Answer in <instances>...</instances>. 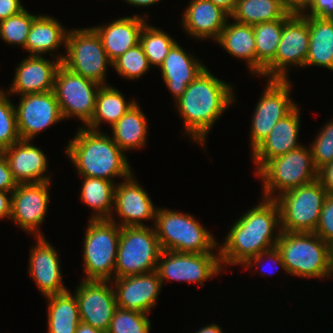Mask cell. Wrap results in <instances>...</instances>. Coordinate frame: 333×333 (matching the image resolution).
I'll return each mask as SVG.
<instances>
[{
	"label": "cell",
	"instance_id": "cell-1",
	"mask_svg": "<svg viewBox=\"0 0 333 333\" xmlns=\"http://www.w3.org/2000/svg\"><path fill=\"white\" fill-rule=\"evenodd\" d=\"M281 232L279 205L274 199L262 198L237 219L219 245L222 268L223 265L243 266L250 258L275 247Z\"/></svg>",
	"mask_w": 333,
	"mask_h": 333
},
{
	"label": "cell",
	"instance_id": "cell-2",
	"mask_svg": "<svg viewBox=\"0 0 333 333\" xmlns=\"http://www.w3.org/2000/svg\"><path fill=\"white\" fill-rule=\"evenodd\" d=\"M230 84L215 77L206 67L175 100L183 119L184 134L205 147L207 134L215 122L235 102Z\"/></svg>",
	"mask_w": 333,
	"mask_h": 333
},
{
	"label": "cell",
	"instance_id": "cell-3",
	"mask_svg": "<svg viewBox=\"0 0 333 333\" xmlns=\"http://www.w3.org/2000/svg\"><path fill=\"white\" fill-rule=\"evenodd\" d=\"M65 153L80 176L113 181L114 177L123 180L132 174L127 156L112 137L101 130L79 127Z\"/></svg>",
	"mask_w": 333,
	"mask_h": 333
},
{
	"label": "cell",
	"instance_id": "cell-4",
	"mask_svg": "<svg viewBox=\"0 0 333 333\" xmlns=\"http://www.w3.org/2000/svg\"><path fill=\"white\" fill-rule=\"evenodd\" d=\"M276 247L288 274L316 279L330 277L331 245L314 232L282 231Z\"/></svg>",
	"mask_w": 333,
	"mask_h": 333
},
{
	"label": "cell",
	"instance_id": "cell-5",
	"mask_svg": "<svg viewBox=\"0 0 333 333\" xmlns=\"http://www.w3.org/2000/svg\"><path fill=\"white\" fill-rule=\"evenodd\" d=\"M154 228L165 251L215 253L219 245L213 234L188 213L157 208Z\"/></svg>",
	"mask_w": 333,
	"mask_h": 333
},
{
	"label": "cell",
	"instance_id": "cell-6",
	"mask_svg": "<svg viewBox=\"0 0 333 333\" xmlns=\"http://www.w3.org/2000/svg\"><path fill=\"white\" fill-rule=\"evenodd\" d=\"M255 174L263 180L262 198L275 199L278 194L315 181L318 169L311 150L301 145L267 161Z\"/></svg>",
	"mask_w": 333,
	"mask_h": 333
},
{
	"label": "cell",
	"instance_id": "cell-7",
	"mask_svg": "<svg viewBox=\"0 0 333 333\" xmlns=\"http://www.w3.org/2000/svg\"><path fill=\"white\" fill-rule=\"evenodd\" d=\"M120 232L121 227L114 218L89 219L82 255L86 276L82 280L111 281L115 278Z\"/></svg>",
	"mask_w": 333,
	"mask_h": 333
},
{
	"label": "cell",
	"instance_id": "cell-8",
	"mask_svg": "<svg viewBox=\"0 0 333 333\" xmlns=\"http://www.w3.org/2000/svg\"><path fill=\"white\" fill-rule=\"evenodd\" d=\"M161 252L154 226L121 227L115 278L156 270Z\"/></svg>",
	"mask_w": 333,
	"mask_h": 333
},
{
	"label": "cell",
	"instance_id": "cell-9",
	"mask_svg": "<svg viewBox=\"0 0 333 333\" xmlns=\"http://www.w3.org/2000/svg\"><path fill=\"white\" fill-rule=\"evenodd\" d=\"M65 53L63 66L100 85H107V68L112 66V61L93 27L68 30Z\"/></svg>",
	"mask_w": 333,
	"mask_h": 333
},
{
	"label": "cell",
	"instance_id": "cell-10",
	"mask_svg": "<svg viewBox=\"0 0 333 333\" xmlns=\"http://www.w3.org/2000/svg\"><path fill=\"white\" fill-rule=\"evenodd\" d=\"M326 196L317 179L278 195L274 200L279 205L281 230L315 232Z\"/></svg>",
	"mask_w": 333,
	"mask_h": 333
},
{
	"label": "cell",
	"instance_id": "cell-11",
	"mask_svg": "<svg viewBox=\"0 0 333 333\" xmlns=\"http://www.w3.org/2000/svg\"><path fill=\"white\" fill-rule=\"evenodd\" d=\"M100 84L76 74L62 64L58 67L53 92L63 119L76 117L84 123L91 120Z\"/></svg>",
	"mask_w": 333,
	"mask_h": 333
},
{
	"label": "cell",
	"instance_id": "cell-12",
	"mask_svg": "<svg viewBox=\"0 0 333 333\" xmlns=\"http://www.w3.org/2000/svg\"><path fill=\"white\" fill-rule=\"evenodd\" d=\"M222 271L218 248L217 253H179L162 250L156 267L162 284L165 280H173L197 282L203 286L205 281Z\"/></svg>",
	"mask_w": 333,
	"mask_h": 333
},
{
	"label": "cell",
	"instance_id": "cell-13",
	"mask_svg": "<svg viewBox=\"0 0 333 333\" xmlns=\"http://www.w3.org/2000/svg\"><path fill=\"white\" fill-rule=\"evenodd\" d=\"M309 51V17L294 13L283 25L275 58L265 67V78L289 80V65L303 68Z\"/></svg>",
	"mask_w": 333,
	"mask_h": 333
},
{
	"label": "cell",
	"instance_id": "cell-14",
	"mask_svg": "<svg viewBox=\"0 0 333 333\" xmlns=\"http://www.w3.org/2000/svg\"><path fill=\"white\" fill-rule=\"evenodd\" d=\"M252 117L251 152L269 135L276 123L290 114L298 104L290 98L289 80H269Z\"/></svg>",
	"mask_w": 333,
	"mask_h": 333
},
{
	"label": "cell",
	"instance_id": "cell-15",
	"mask_svg": "<svg viewBox=\"0 0 333 333\" xmlns=\"http://www.w3.org/2000/svg\"><path fill=\"white\" fill-rule=\"evenodd\" d=\"M14 105L21 140H32L48 127L64 120L52 91L21 95Z\"/></svg>",
	"mask_w": 333,
	"mask_h": 333
},
{
	"label": "cell",
	"instance_id": "cell-16",
	"mask_svg": "<svg viewBox=\"0 0 333 333\" xmlns=\"http://www.w3.org/2000/svg\"><path fill=\"white\" fill-rule=\"evenodd\" d=\"M50 184L51 181L18 184L12 191L10 220L27 234L43 236L39 229L50 202Z\"/></svg>",
	"mask_w": 333,
	"mask_h": 333
},
{
	"label": "cell",
	"instance_id": "cell-17",
	"mask_svg": "<svg viewBox=\"0 0 333 333\" xmlns=\"http://www.w3.org/2000/svg\"><path fill=\"white\" fill-rule=\"evenodd\" d=\"M76 288L74 294L79 306L80 320L107 332L117 309L110 281L83 280Z\"/></svg>",
	"mask_w": 333,
	"mask_h": 333
},
{
	"label": "cell",
	"instance_id": "cell-18",
	"mask_svg": "<svg viewBox=\"0 0 333 333\" xmlns=\"http://www.w3.org/2000/svg\"><path fill=\"white\" fill-rule=\"evenodd\" d=\"M113 280L110 282H113L117 307L147 314L155 306L163 287L156 270Z\"/></svg>",
	"mask_w": 333,
	"mask_h": 333
},
{
	"label": "cell",
	"instance_id": "cell-19",
	"mask_svg": "<svg viewBox=\"0 0 333 333\" xmlns=\"http://www.w3.org/2000/svg\"><path fill=\"white\" fill-rule=\"evenodd\" d=\"M113 210L119 219H122L118 223L120 227L145 226L143 220H153L152 225L155 224L157 207L133 174L123 182L116 183Z\"/></svg>",
	"mask_w": 333,
	"mask_h": 333
},
{
	"label": "cell",
	"instance_id": "cell-20",
	"mask_svg": "<svg viewBox=\"0 0 333 333\" xmlns=\"http://www.w3.org/2000/svg\"><path fill=\"white\" fill-rule=\"evenodd\" d=\"M63 58L64 54H58L52 61L42 56L28 55L16 67L15 76L6 93L21 96L52 91L55 75Z\"/></svg>",
	"mask_w": 333,
	"mask_h": 333
},
{
	"label": "cell",
	"instance_id": "cell-21",
	"mask_svg": "<svg viewBox=\"0 0 333 333\" xmlns=\"http://www.w3.org/2000/svg\"><path fill=\"white\" fill-rule=\"evenodd\" d=\"M36 244L31 247L29 257V276L44 297L67 291L64 286L63 275L59 255L55 247L45 239V236H37Z\"/></svg>",
	"mask_w": 333,
	"mask_h": 333
},
{
	"label": "cell",
	"instance_id": "cell-22",
	"mask_svg": "<svg viewBox=\"0 0 333 333\" xmlns=\"http://www.w3.org/2000/svg\"><path fill=\"white\" fill-rule=\"evenodd\" d=\"M12 176L18 184L51 181L46 175L47 156L40 148L31 145L30 140H19L3 149Z\"/></svg>",
	"mask_w": 333,
	"mask_h": 333
},
{
	"label": "cell",
	"instance_id": "cell-23",
	"mask_svg": "<svg viewBox=\"0 0 333 333\" xmlns=\"http://www.w3.org/2000/svg\"><path fill=\"white\" fill-rule=\"evenodd\" d=\"M300 109L297 106L290 114L279 120L269 135L251 152L257 172L267 161L301 146L298 143Z\"/></svg>",
	"mask_w": 333,
	"mask_h": 333
},
{
	"label": "cell",
	"instance_id": "cell-24",
	"mask_svg": "<svg viewBox=\"0 0 333 333\" xmlns=\"http://www.w3.org/2000/svg\"><path fill=\"white\" fill-rule=\"evenodd\" d=\"M185 7L181 26L193 38L206 40L219 38L230 15L209 0H191Z\"/></svg>",
	"mask_w": 333,
	"mask_h": 333
},
{
	"label": "cell",
	"instance_id": "cell-25",
	"mask_svg": "<svg viewBox=\"0 0 333 333\" xmlns=\"http://www.w3.org/2000/svg\"><path fill=\"white\" fill-rule=\"evenodd\" d=\"M172 98L178 99L187 86L206 68L195 56L175 43L159 67Z\"/></svg>",
	"mask_w": 333,
	"mask_h": 333
},
{
	"label": "cell",
	"instance_id": "cell-26",
	"mask_svg": "<svg viewBox=\"0 0 333 333\" xmlns=\"http://www.w3.org/2000/svg\"><path fill=\"white\" fill-rule=\"evenodd\" d=\"M144 15L118 18L107 25L93 27L99 34L104 50L113 62L140 41V34L147 23Z\"/></svg>",
	"mask_w": 333,
	"mask_h": 333
},
{
	"label": "cell",
	"instance_id": "cell-27",
	"mask_svg": "<svg viewBox=\"0 0 333 333\" xmlns=\"http://www.w3.org/2000/svg\"><path fill=\"white\" fill-rule=\"evenodd\" d=\"M67 32L63 25L54 17L39 15L33 20L24 50L29 56H42L58 49L60 45L65 46Z\"/></svg>",
	"mask_w": 333,
	"mask_h": 333
},
{
	"label": "cell",
	"instance_id": "cell-28",
	"mask_svg": "<svg viewBox=\"0 0 333 333\" xmlns=\"http://www.w3.org/2000/svg\"><path fill=\"white\" fill-rule=\"evenodd\" d=\"M216 43L228 54L238 59H244L250 73L256 74V48L253 25L236 21L226 23Z\"/></svg>",
	"mask_w": 333,
	"mask_h": 333
},
{
	"label": "cell",
	"instance_id": "cell-29",
	"mask_svg": "<svg viewBox=\"0 0 333 333\" xmlns=\"http://www.w3.org/2000/svg\"><path fill=\"white\" fill-rule=\"evenodd\" d=\"M307 66L333 72V19L309 17V51L304 67Z\"/></svg>",
	"mask_w": 333,
	"mask_h": 333
},
{
	"label": "cell",
	"instance_id": "cell-30",
	"mask_svg": "<svg viewBox=\"0 0 333 333\" xmlns=\"http://www.w3.org/2000/svg\"><path fill=\"white\" fill-rule=\"evenodd\" d=\"M126 100L116 87L101 85L96 95L93 116L84 127L99 131L102 122L111 127L137 103L135 100Z\"/></svg>",
	"mask_w": 333,
	"mask_h": 333
},
{
	"label": "cell",
	"instance_id": "cell-31",
	"mask_svg": "<svg viewBox=\"0 0 333 333\" xmlns=\"http://www.w3.org/2000/svg\"><path fill=\"white\" fill-rule=\"evenodd\" d=\"M147 118L138 103L111 126L112 139L119 148L127 150L141 149L146 145Z\"/></svg>",
	"mask_w": 333,
	"mask_h": 333
},
{
	"label": "cell",
	"instance_id": "cell-32",
	"mask_svg": "<svg viewBox=\"0 0 333 333\" xmlns=\"http://www.w3.org/2000/svg\"><path fill=\"white\" fill-rule=\"evenodd\" d=\"M48 333H75L80 324L79 306L69 290L46 296Z\"/></svg>",
	"mask_w": 333,
	"mask_h": 333
},
{
	"label": "cell",
	"instance_id": "cell-33",
	"mask_svg": "<svg viewBox=\"0 0 333 333\" xmlns=\"http://www.w3.org/2000/svg\"><path fill=\"white\" fill-rule=\"evenodd\" d=\"M293 14L283 0H237L230 18L242 24L255 25L289 19Z\"/></svg>",
	"mask_w": 333,
	"mask_h": 333
},
{
	"label": "cell",
	"instance_id": "cell-34",
	"mask_svg": "<svg viewBox=\"0 0 333 333\" xmlns=\"http://www.w3.org/2000/svg\"><path fill=\"white\" fill-rule=\"evenodd\" d=\"M83 177L80 191L81 201L92 208L93 216L90 219H110L113 216L115 181L96 177Z\"/></svg>",
	"mask_w": 333,
	"mask_h": 333
},
{
	"label": "cell",
	"instance_id": "cell-35",
	"mask_svg": "<svg viewBox=\"0 0 333 333\" xmlns=\"http://www.w3.org/2000/svg\"><path fill=\"white\" fill-rule=\"evenodd\" d=\"M288 19L253 25L256 48V74L265 77V67L275 58L283 25Z\"/></svg>",
	"mask_w": 333,
	"mask_h": 333
},
{
	"label": "cell",
	"instance_id": "cell-36",
	"mask_svg": "<svg viewBox=\"0 0 333 333\" xmlns=\"http://www.w3.org/2000/svg\"><path fill=\"white\" fill-rule=\"evenodd\" d=\"M176 42L174 38H171L160 28L158 29L147 23L141 31L139 41L150 66H157L158 68L163 64L165 57Z\"/></svg>",
	"mask_w": 333,
	"mask_h": 333
},
{
	"label": "cell",
	"instance_id": "cell-37",
	"mask_svg": "<svg viewBox=\"0 0 333 333\" xmlns=\"http://www.w3.org/2000/svg\"><path fill=\"white\" fill-rule=\"evenodd\" d=\"M112 68L123 76L122 78L139 79L149 71L150 64L140 43L128 49L112 62Z\"/></svg>",
	"mask_w": 333,
	"mask_h": 333
},
{
	"label": "cell",
	"instance_id": "cell-38",
	"mask_svg": "<svg viewBox=\"0 0 333 333\" xmlns=\"http://www.w3.org/2000/svg\"><path fill=\"white\" fill-rule=\"evenodd\" d=\"M37 16L24 9L20 13L1 21L0 37L9 45L25 48L32 22Z\"/></svg>",
	"mask_w": 333,
	"mask_h": 333
},
{
	"label": "cell",
	"instance_id": "cell-39",
	"mask_svg": "<svg viewBox=\"0 0 333 333\" xmlns=\"http://www.w3.org/2000/svg\"><path fill=\"white\" fill-rule=\"evenodd\" d=\"M147 313L117 307L107 333H150Z\"/></svg>",
	"mask_w": 333,
	"mask_h": 333
},
{
	"label": "cell",
	"instance_id": "cell-40",
	"mask_svg": "<svg viewBox=\"0 0 333 333\" xmlns=\"http://www.w3.org/2000/svg\"><path fill=\"white\" fill-rule=\"evenodd\" d=\"M7 94V95H6ZM21 140L15 107L6 91L0 90V147L5 149Z\"/></svg>",
	"mask_w": 333,
	"mask_h": 333
},
{
	"label": "cell",
	"instance_id": "cell-41",
	"mask_svg": "<svg viewBox=\"0 0 333 333\" xmlns=\"http://www.w3.org/2000/svg\"><path fill=\"white\" fill-rule=\"evenodd\" d=\"M315 141L310 145V150L317 169L333 161V119L315 137Z\"/></svg>",
	"mask_w": 333,
	"mask_h": 333
},
{
	"label": "cell",
	"instance_id": "cell-42",
	"mask_svg": "<svg viewBox=\"0 0 333 333\" xmlns=\"http://www.w3.org/2000/svg\"><path fill=\"white\" fill-rule=\"evenodd\" d=\"M315 234L333 245V195L327 194L321 210Z\"/></svg>",
	"mask_w": 333,
	"mask_h": 333
},
{
	"label": "cell",
	"instance_id": "cell-43",
	"mask_svg": "<svg viewBox=\"0 0 333 333\" xmlns=\"http://www.w3.org/2000/svg\"><path fill=\"white\" fill-rule=\"evenodd\" d=\"M266 256V257H265ZM265 257V258H264ZM268 259L272 262H274L276 265H279L277 267L282 268L283 270H285L286 272V267H285V263L282 260L281 254L279 252V250L277 249V247H273L271 249H268L266 251H263L262 253L250 258L245 264H244V268L246 267V269L252 268L255 265V268L258 269V267L261 265V263L264 261L263 259ZM254 264V265H253ZM273 264V263H272ZM274 264V266H275ZM262 267V266H261ZM265 267V266H263ZM262 269V270H261ZM264 268H259L260 272H267L268 269L266 271L263 270ZM270 273V272H269ZM265 274V273H263ZM272 274V273H270Z\"/></svg>",
	"mask_w": 333,
	"mask_h": 333
},
{
	"label": "cell",
	"instance_id": "cell-44",
	"mask_svg": "<svg viewBox=\"0 0 333 333\" xmlns=\"http://www.w3.org/2000/svg\"><path fill=\"white\" fill-rule=\"evenodd\" d=\"M302 14L306 17L333 19V0H315Z\"/></svg>",
	"mask_w": 333,
	"mask_h": 333
},
{
	"label": "cell",
	"instance_id": "cell-45",
	"mask_svg": "<svg viewBox=\"0 0 333 333\" xmlns=\"http://www.w3.org/2000/svg\"><path fill=\"white\" fill-rule=\"evenodd\" d=\"M18 183L12 176L7 160L3 153L0 154V191L12 192Z\"/></svg>",
	"mask_w": 333,
	"mask_h": 333
},
{
	"label": "cell",
	"instance_id": "cell-46",
	"mask_svg": "<svg viewBox=\"0 0 333 333\" xmlns=\"http://www.w3.org/2000/svg\"><path fill=\"white\" fill-rule=\"evenodd\" d=\"M317 180L321 183L327 194L333 195V161L318 169Z\"/></svg>",
	"mask_w": 333,
	"mask_h": 333
},
{
	"label": "cell",
	"instance_id": "cell-47",
	"mask_svg": "<svg viewBox=\"0 0 333 333\" xmlns=\"http://www.w3.org/2000/svg\"><path fill=\"white\" fill-rule=\"evenodd\" d=\"M24 10L20 0H0V22Z\"/></svg>",
	"mask_w": 333,
	"mask_h": 333
},
{
	"label": "cell",
	"instance_id": "cell-48",
	"mask_svg": "<svg viewBox=\"0 0 333 333\" xmlns=\"http://www.w3.org/2000/svg\"><path fill=\"white\" fill-rule=\"evenodd\" d=\"M11 197H12V192L0 191V219L2 220L5 217L10 219Z\"/></svg>",
	"mask_w": 333,
	"mask_h": 333
},
{
	"label": "cell",
	"instance_id": "cell-49",
	"mask_svg": "<svg viewBox=\"0 0 333 333\" xmlns=\"http://www.w3.org/2000/svg\"><path fill=\"white\" fill-rule=\"evenodd\" d=\"M291 13L302 14L310 6V0H283Z\"/></svg>",
	"mask_w": 333,
	"mask_h": 333
},
{
	"label": "cell",
	"instance_id": "cell-50",
	"mask_svg": "<svg viewBox=\"0 0 333 333\" xmlns=\"http://www.w3.org/2000/svg\"><path fill=\"white\" fill-rule=\"evenodd\" d=\"M209 1H211L216 6L222 8L230 15L235 8L237 0H209Z\"/></svg>",
	"mask_w": 333,
	"mask_h": 333
},
{
	"label": "cell",
	"instance_id": "cell-51",
	"mask_svg": "<svg viewBox=\"0 0 333 333\" xmlns=\"http://www.w3.org/2000/svg\"><path fill=\"white\" fill-rule=\"evenodd\" d=\"M75 333H107L101 329L94 328L87 323L80 322Z\"/></svg>",
	"mask_w": 333,
	"mask_h": 333
},
{
	"label": "cell",
	"instance_id": "cell-52",
	"mask_svg": "<svg viewBox=\"0 0 333 333\" xmlns=\"http://www.w3.org/2000/svg\"><path fill=\"white\" fill-rule=\"evenodd\" d=\"M129 5H134L136 7H150L151 5L158 4L161 0H124Z\"/></svg>",
	"mask_w": 333,
	"mask_h": 333
},
{
	"label": "cell",
	"instance_id": "cell-53",
	"mask_svg": "<svg viewBox=\"0 0 333 333\" xmlns=\"http://www.w3.org/2000/svg\"><path fill=\"white\" fill-rule=\"evenodd\" d=\"M196 333H223L222 328L217 324H210L197 330Z\"/></svg>",
	"mask_w": 333,
	"mask_h": 333
},
{
	"label": "cell",
	"instance_id": "cell-54",
	"mask_svg": "<svg viewBox=\"0 0 333 333\" xmlns=\"http://www.w3.org/2000/svg\"><path fill=\"white\" fill-rule=\"evenodd\" d=\"M333 276V245H331L330 277Z\"/></svg>",
	"mask_w": 333,
	"mask_h": 333
}]
</instances>
